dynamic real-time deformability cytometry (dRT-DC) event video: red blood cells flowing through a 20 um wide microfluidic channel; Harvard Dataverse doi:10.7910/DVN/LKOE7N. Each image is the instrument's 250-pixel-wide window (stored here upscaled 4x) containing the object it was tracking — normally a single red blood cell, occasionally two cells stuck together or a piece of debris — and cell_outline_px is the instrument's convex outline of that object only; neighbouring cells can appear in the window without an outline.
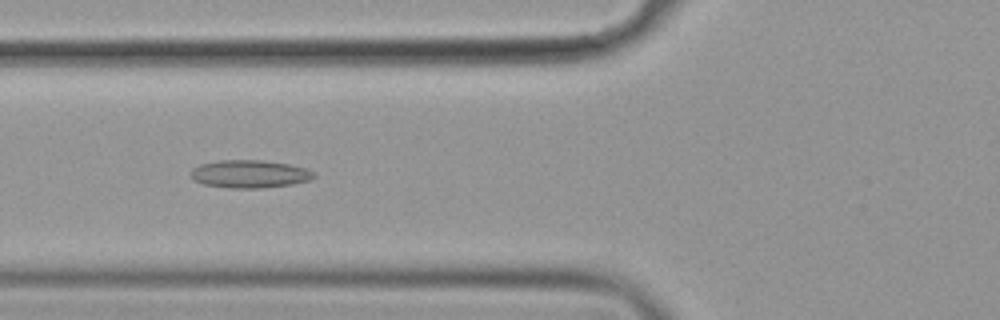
{"species": "common noctule bat (a hibernating species)", "species_latin": "Nyctalus noctula", "temperature_condition": "cold", "stored_images_in_passage": 55, "camera_frame_rate_fps": 3000, "um_per_image_px": 0.085, "animal": {"sex": "female", "body_mass_g": 19.9}, "frame": {"image": 1, "passage_image": 21, "time_ms": 6.667, "image_size_px": [1000, 320], "cell_outline_px": [[316, 176], [312, 180], [292, 184], [260, 188], [232, 188], [204, 184], [192, 180], [192, 168], [200, 164], [220, 160], [260, 160], [288, 164], [304, 168], [312, 172]], "centroid_in_image_um": [21.21, 14.79], "position_along_channel_um": 104.6, "area_um2": 19.83}}
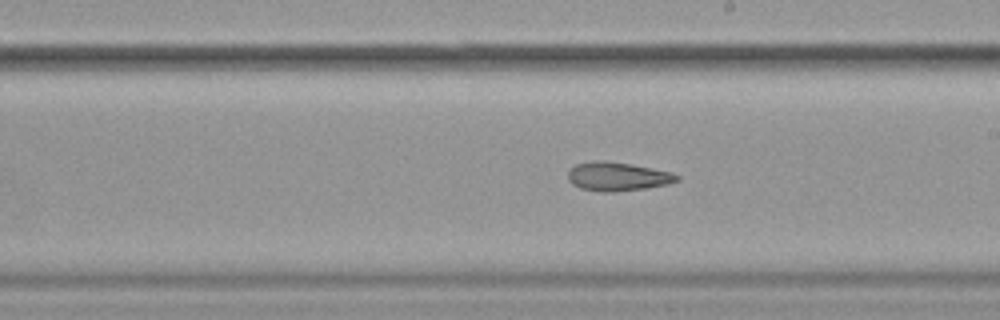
{"frame": {"image": 2, "passage_image": 32, "time_ms": 10.333, "image_size_px": [1000, 320], "cell_outline_px": [[680, 180], [668, 184], [648, 188], [612, 192], [600, 192], [580, 188], [572, 184], [568, 180], [568, 168], [576, 164], [596, 160], [604, 160], [632, 164], [672, 172], [680, 176]], "centroid_in_image_um": [52.48, 15.0], "position_along_channel_um": 236.5, "area_um2": 18.55}}
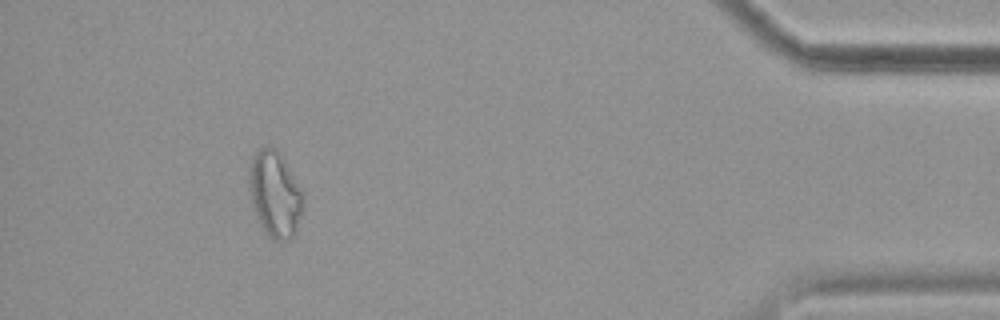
{"frame": {"image": 3, "passage_image": 51, "time_ms": 16.667, "image_size_px": [1000, 320], "cell_outline_px": [[300, 216], [296, 232], [288, 240], [272, 240], [268, 236], [260, 224], [256, 216], [252, 204], [248, 188], [248, 168], [252, 156], [260, 148], [272, 148], [280, 152], [300, 188]], "centroid_in_image_um": [23.3, 16.5], "position_along_channel_um": 411.9, "area_um2": 26.59}, "authors_computed_cell_mechanics": {"area_um2": 20.9814, "velocity_mm_per_s": 3.6049, "shape_relaxation_time_tau1_ms": null, "shape_relaxation_time_tau2_ms": 5.4814, "deformation_change_tau1": null, "deformation_change_tau2": 0.1405}}